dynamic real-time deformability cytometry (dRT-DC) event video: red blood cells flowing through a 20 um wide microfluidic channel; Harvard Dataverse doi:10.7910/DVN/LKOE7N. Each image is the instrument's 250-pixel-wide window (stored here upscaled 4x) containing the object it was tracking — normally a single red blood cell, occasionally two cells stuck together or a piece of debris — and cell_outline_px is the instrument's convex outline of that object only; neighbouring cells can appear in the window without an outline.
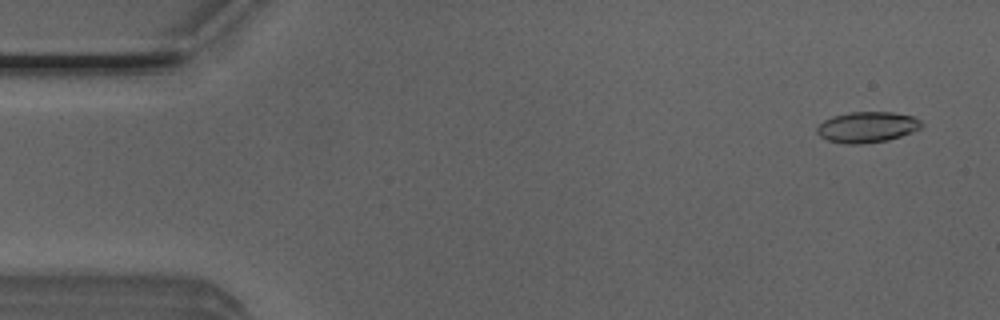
{"species": "Egyptian fruit bat (a non-hibernating species)", "species_latin": "Rousettus aegyptiacus", "temperature_condition": "room temperature", "stored_images_in_passage": 25, "camera_frame_rate_fps": 3000, "um_per_image_px": 0.085, "animal": {"sex": "male"}, "frame": {"image": 1, "passage_image": 3, "time_ms": 0.667, "image_size_px": [1000, 320], "cell_outline_px": [[924, 124], [920, 128], [912, 132], [888, 140], [860, 144], [844, 144], [828, 140], [820, 136], [816, 132], [816, 128], [824, 120], [832, 116], [848, 112], [892, 112], [912, 116], [920, 120]], "centroid_in_image_um": [73.69, 10.8], "position_along_channel_um": 11.3, "area_um2": 18.79}}
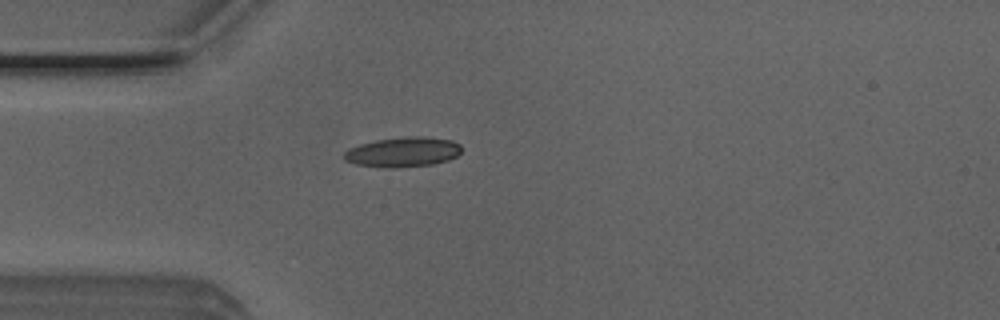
{"frame": {"image": 2, "passage_image": 14, "time_ms": 4.333, "image_size_px": [1000, 320], "cell_outline_px": [[460, 152], [456, 156], [448, 160], [432, 164], [396, 168], [384, 168], [356, 164], [344, 160], [344, 152], [348, 148], [360, 144], [376, 140], [404, 136], [424, 136], [452, 140], [460, 144]], "centroid_in_image_um": [34.23, 12.92], "position_along_channel_um": 50.8, "area_um2": 20.58}}
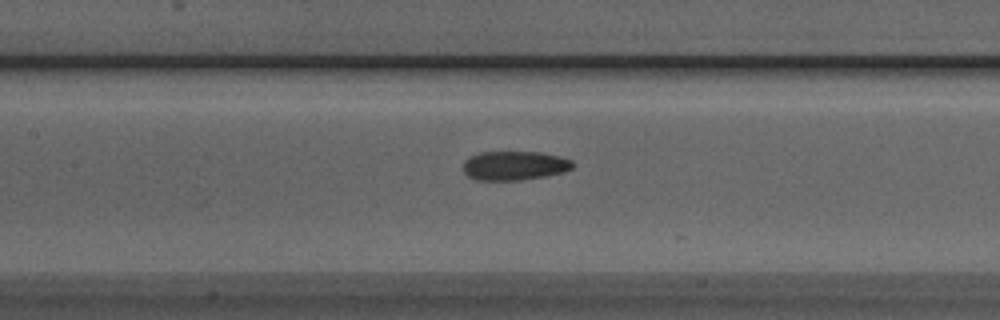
{"frame": {"image": 3, "passage_image": 23, "time_ms": 7.333, "image_size_px": [1000, 320], "cell_outline_px": [[576, 164], [572, 168], [564, 172], [544, 176], [520, 180], [476, 180], [468, 176], [464, 172], [464, 160], [468, 156], [480, 152], [540, 152], [560, 156], [572, 160]], "centroid_in_image_um": [43.73, 14.07], "position_along_channel_um": 163.7, "area_um2": 18.73}}